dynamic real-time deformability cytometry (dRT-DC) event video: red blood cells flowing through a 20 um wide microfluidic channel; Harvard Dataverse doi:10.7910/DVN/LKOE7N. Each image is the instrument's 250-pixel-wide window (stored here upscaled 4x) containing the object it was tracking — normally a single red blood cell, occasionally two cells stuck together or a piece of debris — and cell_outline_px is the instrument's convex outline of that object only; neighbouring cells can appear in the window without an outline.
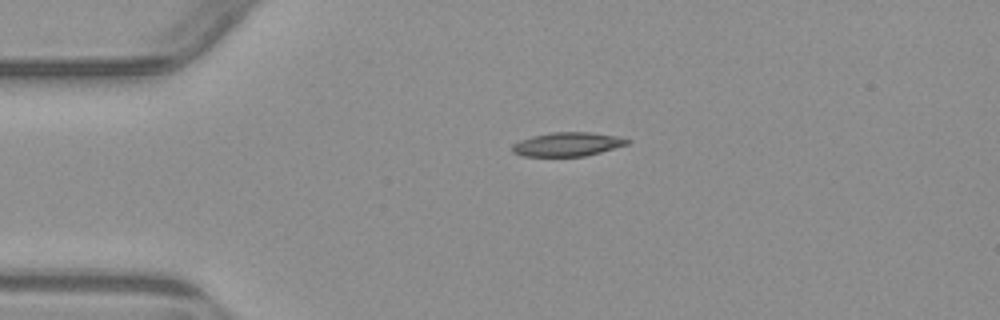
{"species": "common noctule bat (a hibernating species)", "species_latin": "Nyctalus noctula", "temperature_condition": "warm", "stored_images_in_passage": 2, "camera_frame_rate_fps": 3000, "um_per_image_px": 0.085, "animal": {"sex": "male", "body_mass_g": 23.1, "forearm_length_mm": 52.7}, "frame": {"image": 1, "passage_image": 1, "time_ms": 0.0, "image_size_px": [1000, 320], "cell_outline_px": [[632, 140], [628, 144], [600, 152], [584, 156], [520, 156], [512, 152], [512, 144], [520, 140], [532, 136], [552, 132], [588, 132], [616, 136]], "centroid_in_image_um": [48.2, 12.26], "position_along_channel_um": 36.8, "area_um2": 15.95}}